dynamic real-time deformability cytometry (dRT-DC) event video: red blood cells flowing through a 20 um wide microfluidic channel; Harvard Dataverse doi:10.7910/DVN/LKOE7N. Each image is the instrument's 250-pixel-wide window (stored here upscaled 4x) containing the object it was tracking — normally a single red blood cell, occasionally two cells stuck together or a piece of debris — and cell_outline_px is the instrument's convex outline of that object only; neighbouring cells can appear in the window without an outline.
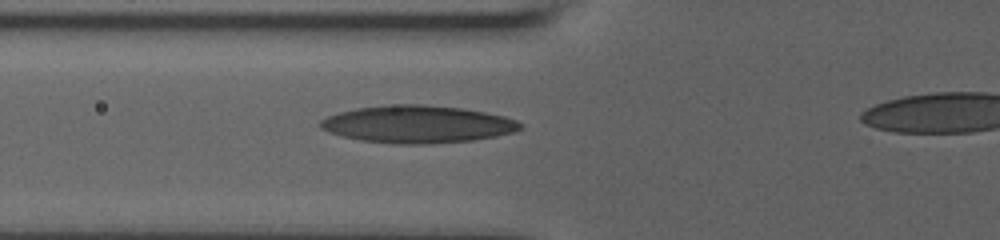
{"species": "human", "species_latin": "Homo sapiens", "temperature_condition": "room temperature", "stored_images_in_passage": 19, "camera_frame_rate_fps": 3000, "um_per_image_px": 0.085, "donor": {"sex": "male"}, "frame": {"image": 1, "passage_image": 13, "time_ms": 5.333, "image_size_px": [1000, 240], "cell_outline_px": [[520, 128], [512, 132], [496, 136], [472, 140], [428, 144], [400, 144], [360, 140], [328, 132], [320, 128], [320, 120], [328, 116], [340, 112], [356, 108], [384, 104], [424, 104], [464, 108], [504, 116], [516, 120], [520, 124]], "centroid_in_image_um": [35.45, 10.55], "position_along_channel_um": 90.3, "area_um2": 43.52}}
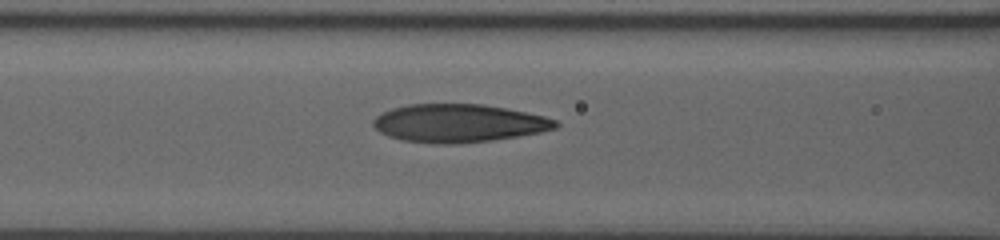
{"frame": {"image": 2, "passage_image": 16, "time_ms": 6.333, "image_size_px": [1000, 240], "cell_outline_px": [[560, 124], [556, 128], [540, 132], [492, 140], [452, 144], [436, 144], [404, 140], [388, 136], [380, 132], [372, 124], [372, 120], [376, 116], [392, 108], [408, 104], [484, 104], [544, 116], [556, 120]], "centroid_in_image_um": [38.97, 10.47], "position_along_channel_um": 127.6, "area_um2": 40.29}}
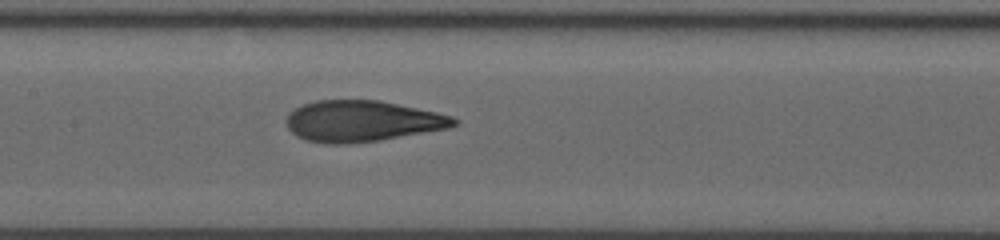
{"frame": {"image": 3, "passage_image": 19, "time_ms": 7.667, "image_size_px": [1000, 240], "cell_outline_px": [[460, 120], [456, 124], [448, 128], [380, 140], [340, 144], [324, 144], [308, 140], [296, 136], [288, 128], [288, 112], [304, 104], [316, 100], [380, 100], [436, 112], [452, 116]], "centroid_in_image_um": [30.79, 10.29], "position_along_channel_um": 176.6, "area_um2": 39.88}}